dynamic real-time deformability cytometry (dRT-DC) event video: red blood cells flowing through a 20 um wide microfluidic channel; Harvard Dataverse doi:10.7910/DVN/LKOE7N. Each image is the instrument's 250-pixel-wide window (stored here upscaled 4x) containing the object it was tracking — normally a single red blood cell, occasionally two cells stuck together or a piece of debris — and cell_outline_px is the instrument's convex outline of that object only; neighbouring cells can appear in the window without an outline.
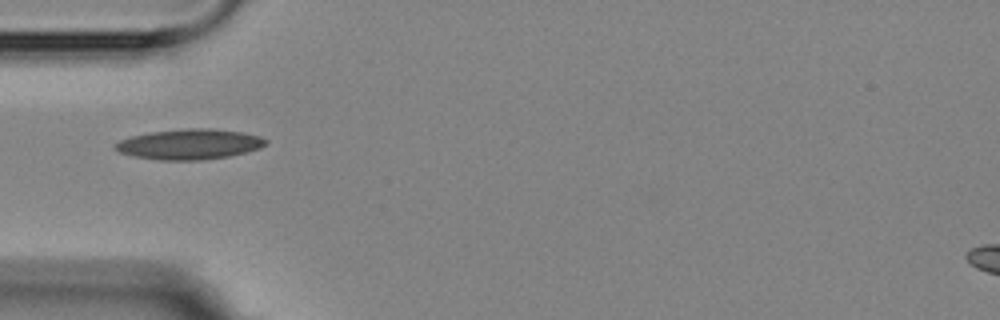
{"species": "Egyptian fruit bat (a non-hibernating species)", "species_latin": "Rousettus aegyptiacus", "temperature_condition": "room temperature", "stored_images_in_passage": 5, "camera_frame_rate_fps": 3000, "um_per_image_px": 0.085, "animal": {"sex": "female"}, "frame": {"image": 1, "passage_image": 1, "time_ms": 0.0, "image_size_px": [1000, 320], "cell_outline_px": [[268, 144], [260, 148], [248, 152], [228, 156], [200, 160], [160, 160], [132, 156], [120, 152], [112, 148], [112, 144], [120, 140], [132, 136], [152, 132], [188, 128], [212, 128], [244, 132], [260, 136], [268, 140]], "centroid_in_image_um": [16.12, 12.26], "position_along_channel_um": 68.9, "area_um2": 26.82}}
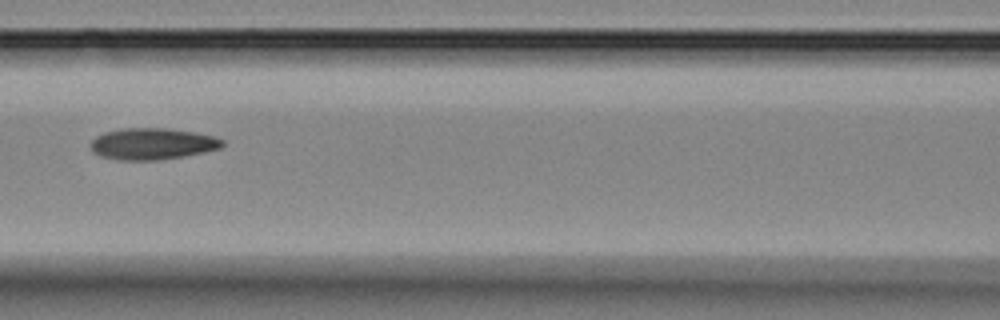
{"frame": {"image": 2, "passage_image": 3, "time_ms": 2.333, "image_size_px": [1000, 320], "cell_outline_px": [[224, 144], [220, 148], [204, 152], [184, 156], [156, 160], [120, 160], [100, 156], [92, 152], [88, 144], [96, 136], [104, 132], [120, 128], [168, 128], [196, 132], [216, 136], [224, 140]], "centroid_in_image_um": [12.93, 12.21], "position_along_channel_um": 153.7, "area_um2": 24.51}}
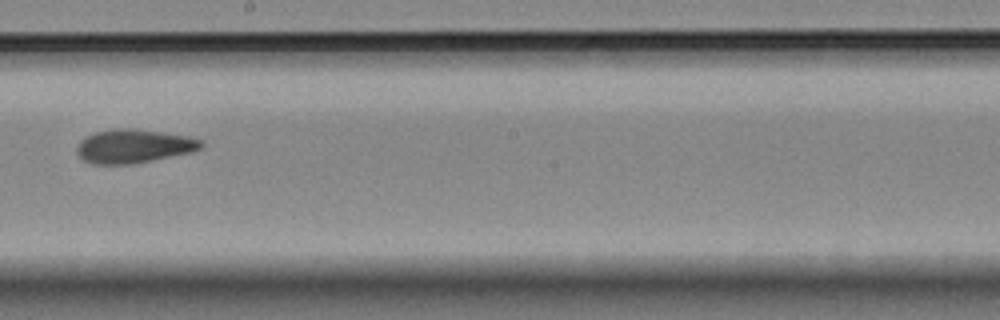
{"frame": {"image": 3, "passage_image": 5, "time_ms": 4.667, "image_size_px": [1000, 320], "cell_outline_px": [[204, 148], [192, 152], [132, 164], [92, 164], [84, 160], [76, 152], [76, 148], [80, 140], [96, 132], [120, 128], [128, 128], [160, 132], [188, 136], [204, 140]], "centroid_in_image_um": [11.4, 12.43], "position_along_channel_um": 236.8, "area_um2": 24.33}}